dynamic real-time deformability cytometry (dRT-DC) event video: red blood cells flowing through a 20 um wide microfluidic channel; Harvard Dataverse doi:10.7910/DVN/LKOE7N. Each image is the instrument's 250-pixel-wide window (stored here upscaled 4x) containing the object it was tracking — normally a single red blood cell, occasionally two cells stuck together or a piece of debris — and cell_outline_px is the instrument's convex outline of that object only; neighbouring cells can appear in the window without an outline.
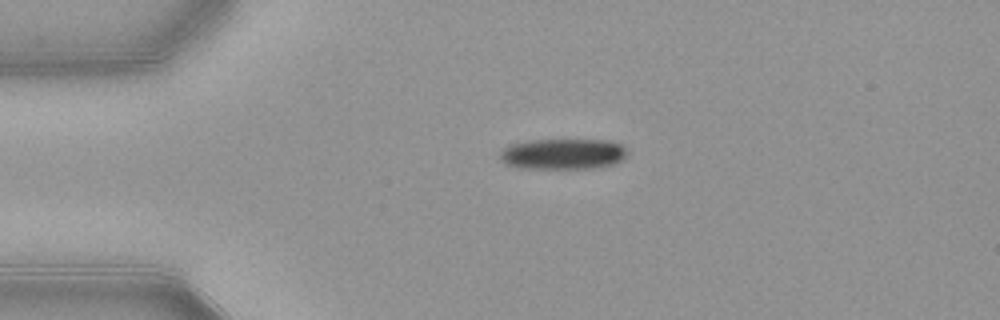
{"species": "common noctule bat (a hibernating species)", "species_latin": "Nyctalus noctula", "temperature_condition": "warm", "stored_images_in_passage": 42, "camera_frame_rate_fps": 3000, "um_per_image_px": 0.085, "animal": {"sex": "female", "body_mass_g": 21.9}, "frame": {"image": 1, "passage_image": 1, "time_ms": 0.0, "image_size_px": [1000, 320], "cell_outline_px": [[628, 156], [616, 164], [600, 168], [516, 168], [504, 164], [500, 160], [500, 152], [508, 144], [532, 140], [604, 140], [620, 144], [628, 152]], "centroid_in_image_um": [47.84, 13.1], "position_along_channel_um": 37.2, "area_um2": 23.12}}
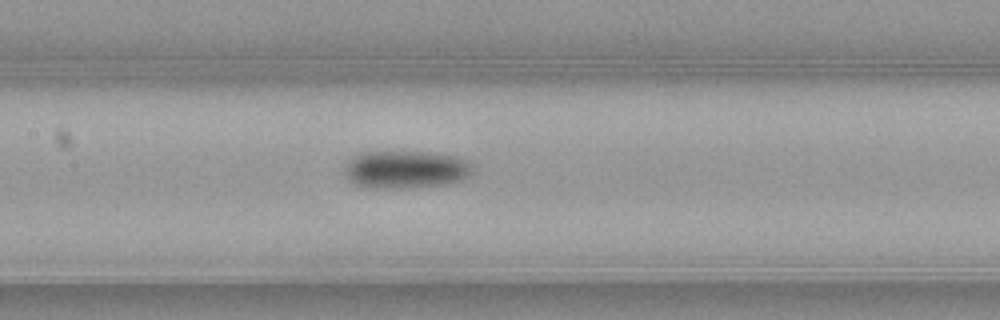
{"frame": {"image": 2, "passage_image": 14, "time_ms": 4.333, "image_size_px": [1000, 320], "cell_outline_px": [[472, 172], [468, 176], [444, 184], [408, 188], [368, 188], [356, 184], [348, 180], [344, 172], [344, 168], [348, 160], [352, 156], [360, 152], [428, 152], [456, 156], [468, 160], [472, 164]], "centroid_in_image_um": [34.43, 14.4], "position_along_channel_um": 173.0, "area_um2": 28.26}}
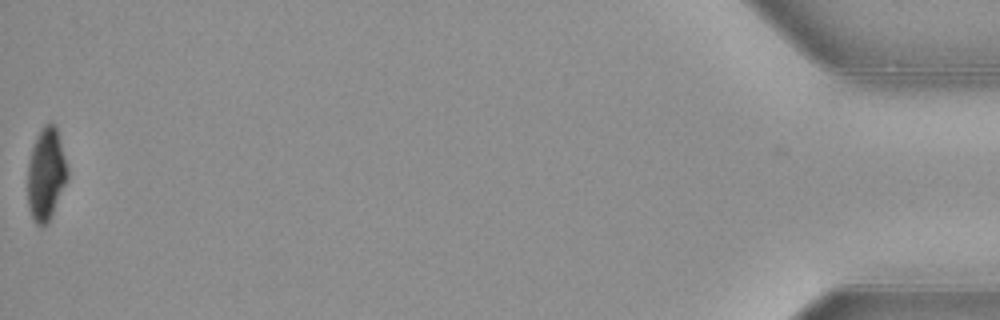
{"frame": {"image": 3, "passage_image": 42, "time_ms": 13.667, "image_size_px": [1000, 320], "cell_outline_px": [[68, 180], [52, 216], [48, 224], [36, 224], [32, 220], [28, 208], [28, 160], [36, 136], [40, 128], [44, 124], [56, 124], [68, 168]], "centroid_in_image_um": [3.92, 14.81], "position_along_channel_um": 431.3, "area_um2": 21.85}, "authors_computed_cell_mechanics": {"area_um2": 25.2297, "velocity_mm_per_s": 3.8986, "shape_relaxation_time_tau1_ms": 2.7797, "shape_relaxation_time_tau2_ms": null, "deformation_change_tau1": 0.1359, "deformation_change_tau2": null}}